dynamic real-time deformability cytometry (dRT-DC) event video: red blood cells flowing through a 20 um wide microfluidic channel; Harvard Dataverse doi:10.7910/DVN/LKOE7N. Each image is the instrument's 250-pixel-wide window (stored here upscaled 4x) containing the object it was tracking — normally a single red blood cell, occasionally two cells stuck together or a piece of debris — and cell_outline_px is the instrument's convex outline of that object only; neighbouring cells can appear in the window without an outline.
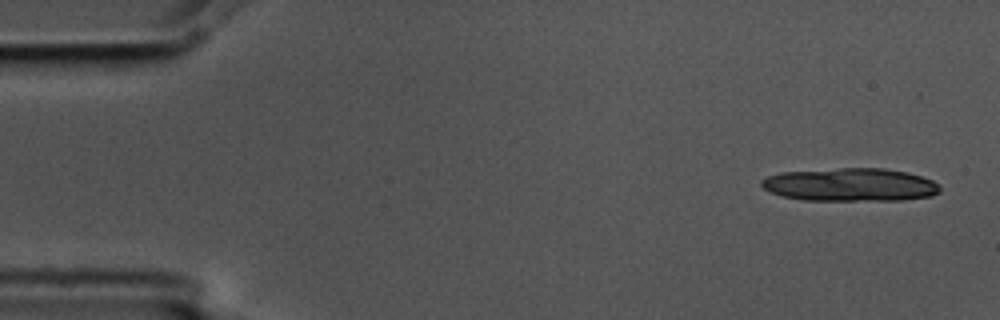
{"species": "common noctule bat (a hibernating species)", "species_latin": "Nyctalus noctula", "temperature_condition": "cold", "stored_images_in_passage": 5, "camera_frame_rate_fps": 3000, "um_per_image_px": 0.085, "animal": {"sex": "male", "body_mass_g": 17.5, "forearm_length_mm": 52.3}, "frame": {"image": 1, "passage_image": 1, "time_ms": 0.0, "image_size_px": [1000, 320], "cell_outline_px": [[940, 192], [932, 196], [900, 200], [804, 200], [780, 196], [764, 188], [760, 184], [760, 180], [768, 176], [780, 172], [840, 168], [884, 168], [908, 172], [932, 180], [940, 188]], "centroid_in_image_um": [72.26, 15.7], "position_along_channel_um": 12.7, "area_um2": 34.51}}